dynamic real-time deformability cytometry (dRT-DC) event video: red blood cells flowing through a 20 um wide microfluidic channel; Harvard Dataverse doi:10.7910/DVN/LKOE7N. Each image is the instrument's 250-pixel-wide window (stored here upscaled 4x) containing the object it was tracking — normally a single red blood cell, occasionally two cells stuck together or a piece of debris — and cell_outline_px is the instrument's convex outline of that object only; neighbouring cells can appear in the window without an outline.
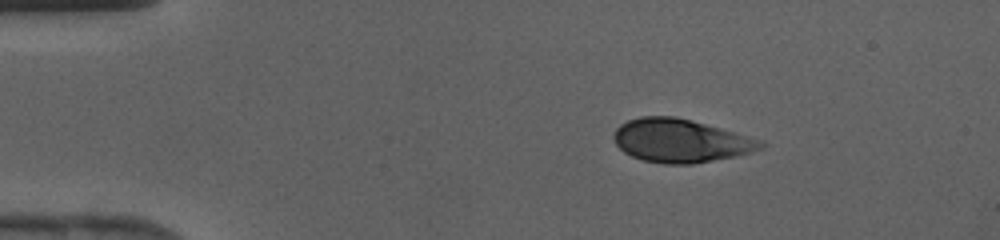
{"species": "human", "species_latin": "Homo sapiens", "temperature_condition": "cold", "stored_images_in_passage": 36, "camera_frame_rate_fps": 3000, "um_per_image_px": 0.085, "donor": {"sex": "female"}, "frame": {"image": 1, "passage_image": 1, "time_ms": 0.0, "image_size_px": [1000, 240], "cell_outline_px": [[768, 144], [764, 148], [752, 152], [736, 156], [692, 164], [664, 164], [644, 160], [632, 156], [624, 152], [616, 144], [612, 136], [616, 128], [620, 124], [628, 120], [640, 116], [676, 116], [692, 120], [764, 140]], "centroid_in_image_um": [57.88, 11.95], "position_along_channel_um": 27.1, "area_um2": 37.4}}
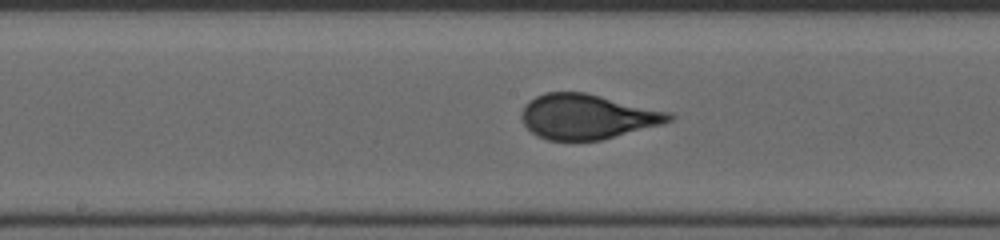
{"frame": {"image": 2, "passage_image": 16, "time_ms": 5.0, "image_size_px": [1000, 240], "cell_outline_px": [[676, 116], [672, 120], [660, 124], [604, 140], [548, 140], [532, 132], [524, 124], [520, 116], [524, 104], [528, 100], [544, 92], [584, 92], [672, 112]], "centroid_in_image_um": [49.92, 9.9], "position_along_channel_um": 198.3, "area_um2": 38.67}}
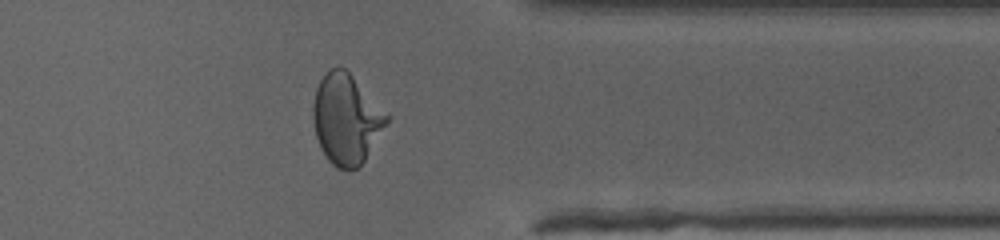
{"frame": {"image": 3, "passage_image": 28, "time_ms": 9.0, "image_size_px": [1000, 240], "cell_outline_px": [[392, 116], [364, 160], [356, 168], [348, 172], [336, 168], [328, 160], [320, 148], [316, 136], [312, 116], [312, 104], [316, 88], [320, 80], [332, 68], [344, 68]], "centroid_in_image_um": [29.43, 10.15], "position_along_channel_um": 382.0, "area_um2": 38.67}}